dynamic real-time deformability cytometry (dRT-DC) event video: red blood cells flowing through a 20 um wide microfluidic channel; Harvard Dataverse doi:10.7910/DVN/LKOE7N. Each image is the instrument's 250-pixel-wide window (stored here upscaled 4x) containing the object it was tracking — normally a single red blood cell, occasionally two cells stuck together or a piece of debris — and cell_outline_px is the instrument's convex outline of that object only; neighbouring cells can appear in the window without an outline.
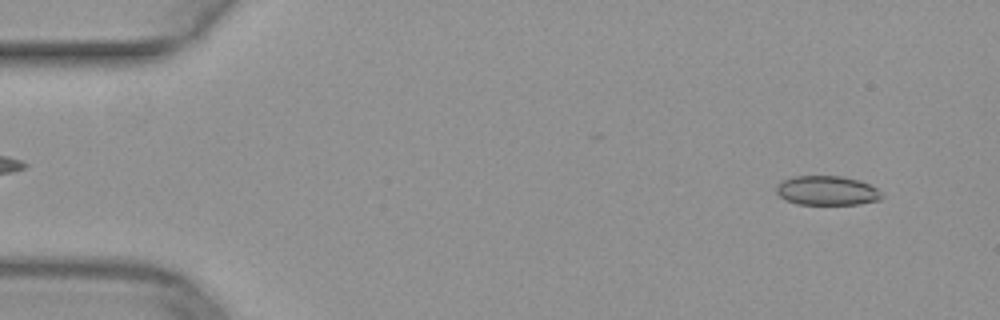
{"species": "common noctule bat (a hibernating species)", "species_latin": "Nyctalus noctula", "temperature_condition": "warm", "stored_images_in_passage": 50, "camera_frame_rate_fps": 3000, "um_per_image_px": 0.085, "animal": {"sex": "female", "body_mass_g": 29.2, "forearm_length_mm": 56.3}, "frame": {"image": 1, "passage_image": 4, "time_ms": 1.0, "image_size_px": [1000, 320], "cell_outline_px": [[884, 196], [880, 200], [860, 204], [796, 204], [780, 196], [776, 192], [776, 184], [780, 180], [792, 176], [840, 176], [860, 180], [876, 188]], "centroid_in_image_um": [70.28, 16.19], "position_along_channel_um": 14.7, "area_um2": 18.15}}
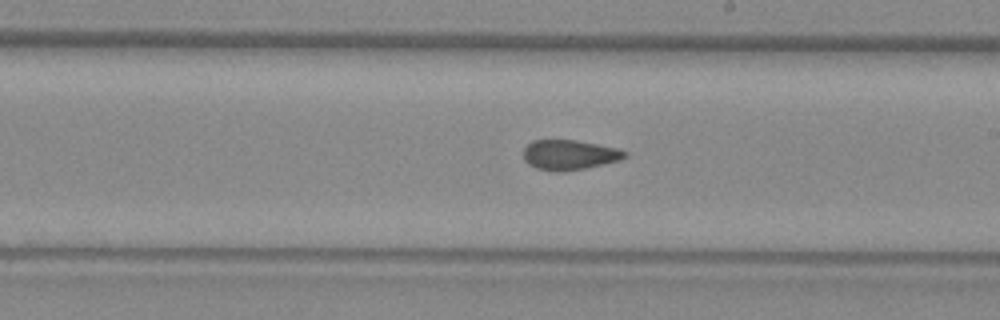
{"frame": {"image": 2, "passage_image": 29, "time_ms": 9.333, "image_size_px": [1000, 320], "cell_outline_px": [[628, 156], [620, 160], [584, 168], [564, 172], [556, 172], [536, 168], [528, 164], [524, 160], [524, 148], [532, 140], [576, 140], [616, 148], [628, 152]], "centroid_in_image_um": [48.38, 13.17], "position_along_channel_um": 240.6, "area_um2": 17.69}}
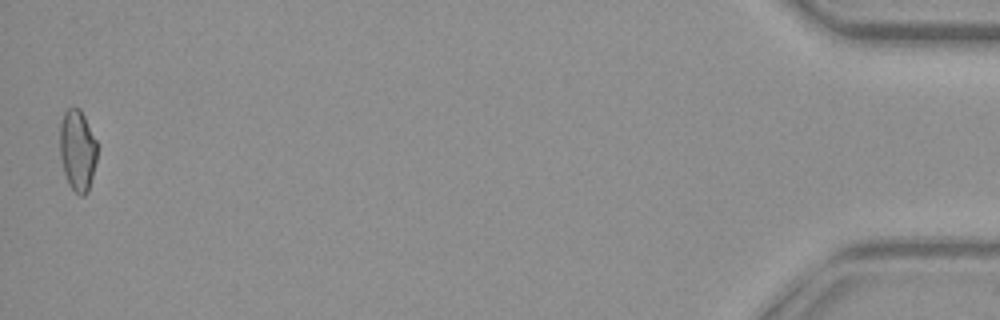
{"frame": {"image": 3, "passage_image": 50, "time_ms": 16.333, "image_size_px": [1000, 320], "cell_outline_px": [[96, 160], [88, 192], [84, 196], [80, 196], [68, 184], [64, 172], [60, 156], [60, 124], [64, 112], [68, 108], [80, 108], [96, 140]], "centroid_in_image_um": [6.57, 12.78], "position_along_channel_um": 428.6, "area_um2": 17.51}}